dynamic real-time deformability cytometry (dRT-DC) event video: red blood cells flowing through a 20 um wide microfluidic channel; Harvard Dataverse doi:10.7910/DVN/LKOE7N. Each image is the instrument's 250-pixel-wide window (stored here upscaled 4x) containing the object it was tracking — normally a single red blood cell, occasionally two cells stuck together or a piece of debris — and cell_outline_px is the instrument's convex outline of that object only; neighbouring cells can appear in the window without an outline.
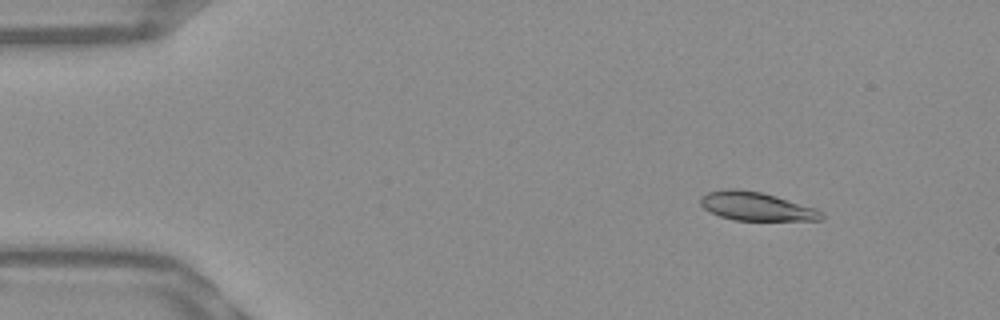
{"species": "Egyptian fruit bat (a non-hibernating species)", "species_latin": "Rousettus aegyptiacus", "temperature_condition": "warm", "stored_images_in_passage": 51, "camera_frame_rate_fps": 3000, "um_per_image_px": 0.085, "frame": {"image": 1, "passage_image": 5, "time_ms": 1.333, "image_size_px": [1000, 320], "cell_outline_px": [[824, 220], [732, 220], [720, 216], [704, 208], [700, 204], [700, 196], [708, 192], [728, 188], [736, 188], [760, 192], [776, 196], [816, 208], [824, 212]], "centroid_in_image_um": [64.3, 17.54], "position_along_channel_um": 20.7, "area_um2": 20.17}}
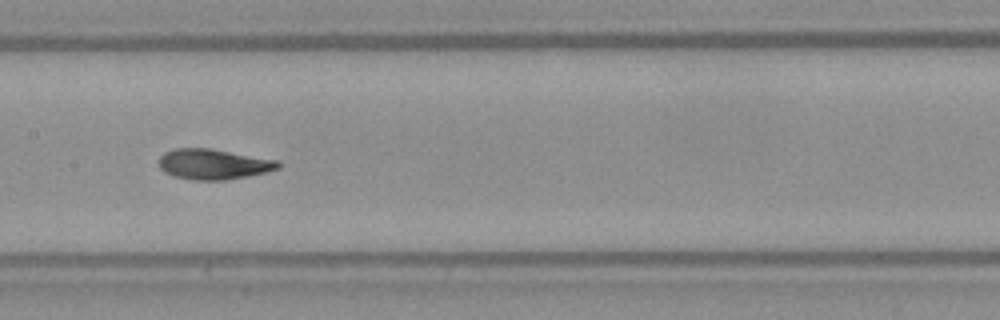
{"frame": {"image": 2, "passage_image": 25, "time_ms": 8.0, "image_size_px": [1000, 320], "cell_outline_px": [[284, 164], [280, 168], [248, 176], [224, 180], [192, 180], [172, 176], [164, 172], [160, 168], [160, 156], [164, 152], [176, 148], [212, 148], [280, 160]], "centroid_in_image_um": [18.18, 13.95], "position_along_channel_um": 189.2, "area_um2": 21.44}}
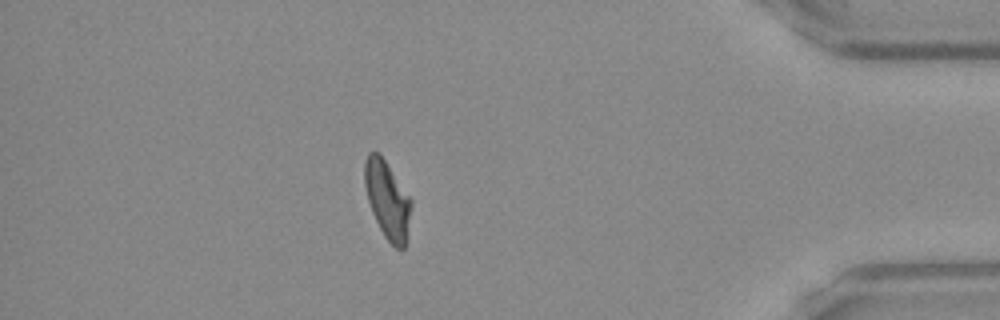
{"frame": {"image": 3, "passage_image": 45, "time_ms": 14.667, "image_size_px": [1000, 320], "cell_outline_px": [[412, 204], [404, 248], [396, 248], [384, 236], [372, 212], [368, 200], [364, 184], [364, 164], [368, 152], [380, 152], [412, 200]], "centroid_in_image_um": [32.91, 16.93], "position_along_channel_um": 402.3, "area_um2": 20.87}, "authors_computed_cell_mechanics": {"area_um2": 20.8658, "velocity_mm_per_s": 3.8307, "shape_relaxation_time_tau1_ms": 4.6672, "shape_relaxation_time_tau2_ms": 1.2322, "deformation_change_tau1": 0.1957, "deformation_change_tau2": 0.079}}